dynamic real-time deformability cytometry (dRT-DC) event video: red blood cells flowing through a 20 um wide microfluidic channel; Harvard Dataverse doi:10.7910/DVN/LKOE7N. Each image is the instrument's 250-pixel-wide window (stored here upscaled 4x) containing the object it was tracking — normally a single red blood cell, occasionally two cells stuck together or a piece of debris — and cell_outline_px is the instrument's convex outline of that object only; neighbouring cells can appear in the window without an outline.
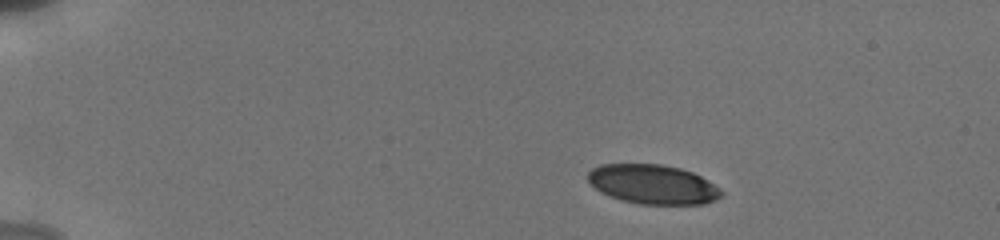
{"species": "human", "species_latin": "Homo sapiens", "temperature_condition": "cold", "stored_images_in_passage": 67, "camera_frame_rate_fps": 3000, "um_per_image_px": 0.085, "donor": {"sex": "male"}, "frame": {"image": 1, "passage_image": 1, "time_ms": 0.0, "image_size_px": [1000, 240], "cell_outline_px": [[724, 196], [716, 200], [704, 204], [640, 204], [620, 200], [600, 192], [588, 180], [588, 172], [592, 168], [600, 164], [660, 164], [680, 168], [692, 172], [708, 180], [720, 188], [724, 192]], "centroid_in_image_um": [55.52, 15.67], "position_along_channel_um": 29.5, "area_um2": 30.81}}
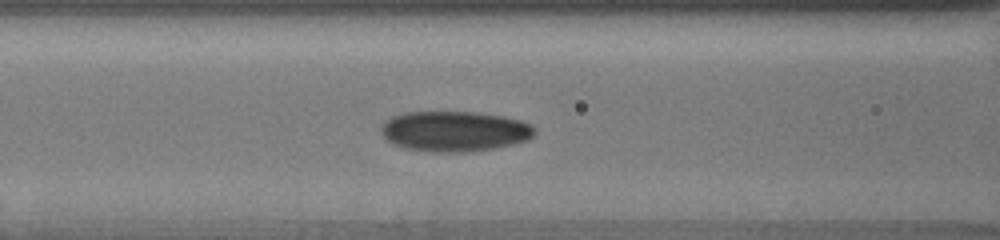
{"frame": {"image": 2, "passage_image": 22, "time_ms": 5.0, "image_size_px": [1000, 240], "cell_outline_px": [[536, 132], [528, 140], [512, 144], [492, 148], [464, 152], [432, 152], [404, 148], [388, 140], [380, 132], [380, 128], [392, 116], [404, 112], [476, 112], [504, 116], [520, 120], [536, 128]], "centroid_in_image_um": [38.64, 11.15], "position_along_channel_um": 128.0, "area_um2": 35.95}}
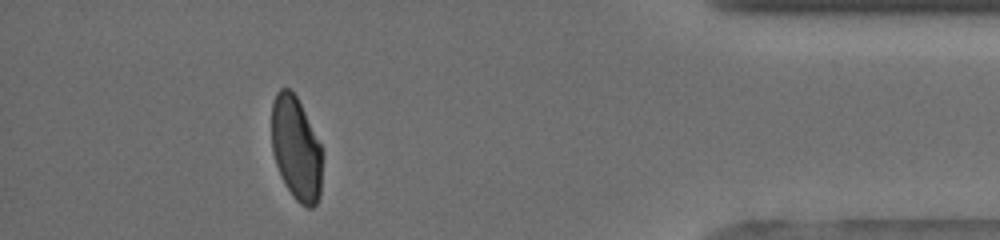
{"frame": {"image": 3, "passage_image": 59, "time_ms": 13.333, "image_size_px": [1000, 240], "cell_outline_px": [[320, 196], [316, 204], [312, 208], [308, 208], [300, 204], [292, 196], [284, 184], [280, 176], [272, 152], [272, 104], [276, 92], [280, 88], [288, 88], [296, 96], [320, 144]], "centroid_in_image_um": [25.13, 12.65], "position_along_channel_um": 410.1, "area_um2": 30.23}, "authors_computed_cell_mechanics": {"area_um2": 33.5818, "velocity_mm_per_s": 3.8441, "shape_relaxation_time_tau1_ms": 3.8213, "shape_relaxation_time_tau2_ms": 1.4157, "deformation_change_tau1": 0.138, "deformation_change_tau2": 0.0581}}